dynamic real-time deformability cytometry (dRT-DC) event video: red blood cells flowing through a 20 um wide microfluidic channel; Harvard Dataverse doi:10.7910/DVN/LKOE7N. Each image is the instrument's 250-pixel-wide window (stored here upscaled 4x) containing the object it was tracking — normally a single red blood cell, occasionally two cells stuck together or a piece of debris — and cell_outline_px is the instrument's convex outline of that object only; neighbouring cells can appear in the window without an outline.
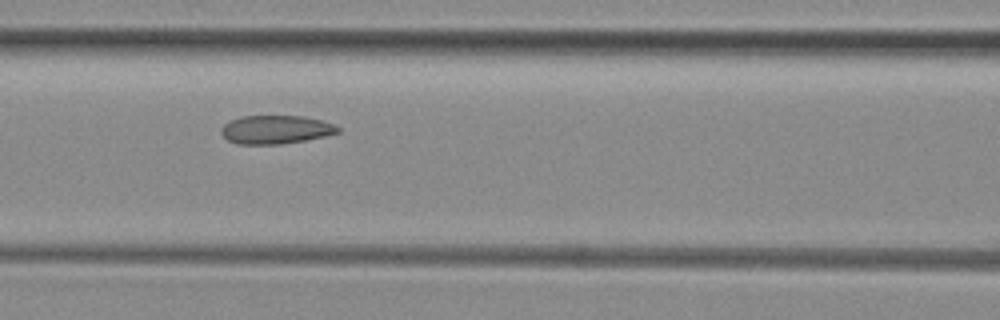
{"species": "common noctule bat (a hibernating species)", "species_latin": "Nyctalus noctula", "temperature_condition": "room temperature", "stored_images_in_passage": 6, "camera_frame_rate_fps": 3000, "um_per_image_px": 0.085, "animal": {"sex": "female", "body_mass_g": 29.2, "forearm_length_mm": 56.3}, "frame": {"image": 1, "passage_image": 5, "time_ms": 1.333, "image_size_px": [1000, 320], "cell_outline_px": [[340, 132], [324, 136], [304, 140], [280, 144], [236, 144], [228, 140], [220, 132], [220, 128], [224, 124], [240, 116], [304, 116], [324, 120], [340, 128]], "centroid_in_image_um": [23.43, 11.01], "position_along_channel_um": 143.2, "area_um2": 19.36}}
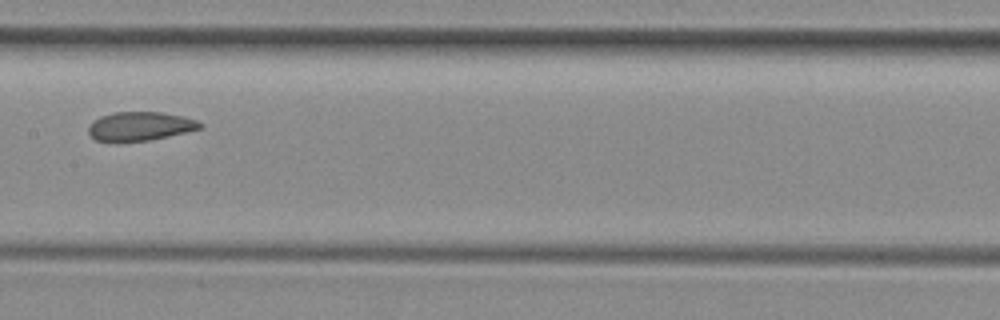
{"frame": {"image": 2, "passage_image": 6, "time_ms": 1.667, "image_size_px": [1000, 320], "cell_outline_px": [[204, 124], [200, 128], [168, 136], [148, 140], [96, 140], [88, 132], [88, 124], [92, 120], [100, 116], [112, 112], [160, 112], [184, 116], [196, 120]], "centroid_in_image_um": [11.89, 10.7], "position_along_channel_um": 195.5, "area_um2": 18.44}}